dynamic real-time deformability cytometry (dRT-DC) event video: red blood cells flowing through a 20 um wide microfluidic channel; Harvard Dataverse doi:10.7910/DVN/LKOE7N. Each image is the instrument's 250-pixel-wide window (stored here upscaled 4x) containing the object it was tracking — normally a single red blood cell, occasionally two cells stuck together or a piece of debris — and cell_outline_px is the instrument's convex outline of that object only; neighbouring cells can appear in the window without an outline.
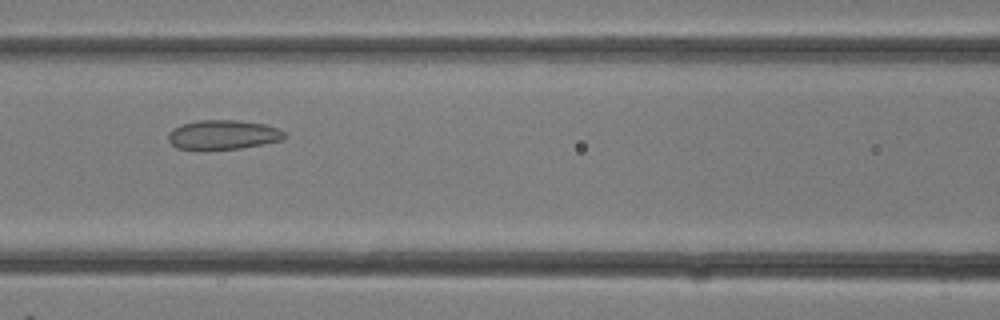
{"species": "common noctule bat (a hibernating species)", "species_latin": "Nyctalus noctula", "temperature_condition": "room temperature", "stored_images_in_passage": 30, "camera_frame_rate_fps": 3000, "um_per_image_px": 0.085, "animal": {"sex": "female"}, "frame": {"image": 1, "passage_image": 13, "time_ms": 4.0, "image_size_px": [1000, 320], "cell_outline_px": [[288, 136], [284, 140], [264, 144], [240, 148], [204, 152], [176, 148], [168, 140], [168, 132], [172, 128], [184, 124], [200, 120], [236, 120], [264, 124], [276, 128], [284, 132]], "centroid_in_image_um": [18.93, 11.49], "position_along_channel_um": 147.7, "area_um2": 20.52}}
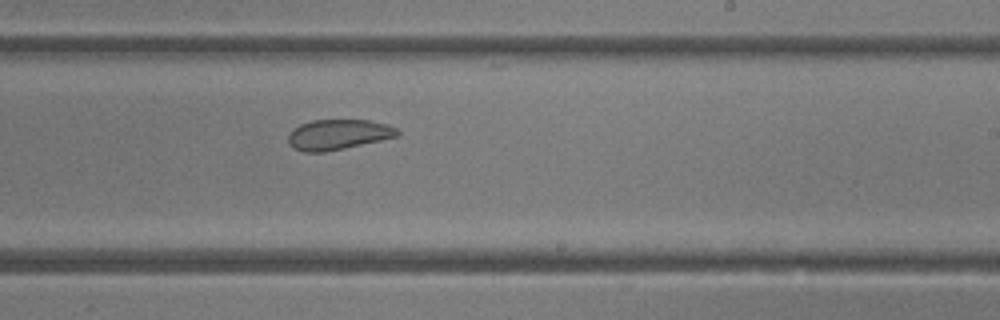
{"frame": {"image": 2, "passage_image": 18, "time_ms": 5.667, "image_size_px": [1000, 320], "cell_outline_px": [[400, 136], [344, 148], [324, 152], [304, 152], [292, 148], [288, 144], [288, 136], [292, 128], [300, 124], [312, 120], [368, 120], [388, 124], [396, 128], [400, 132]], "centroid_in_image_um": [28.73, 11.43], "position_along_channel_um": 260.3, "area_um2": 19.42}}
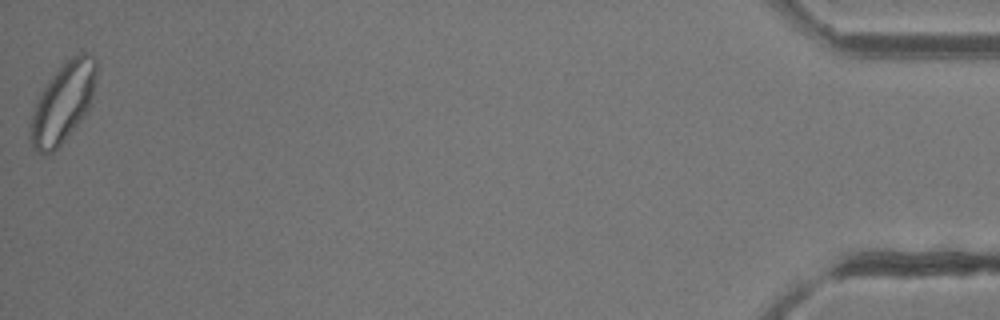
{"frame": {"image": 3, "passage_image": 30, "time_ms": 9.667, "image_size_px": [1000, 320], "cell_outline_px": [[96, 72], [92, 96], [88, 108], [80, 120], [64, 140], [52, 152], [44, 156], [40, 156], [32, 148], [28, 136], [28, 124], [40, 92], [48, 80], [76, 52], [88, 52], [96, 56]], "centroid_in_image_um": [5.3, 8.76], "position_along_channel_um": 429.9, "area_um2": 30.63}}